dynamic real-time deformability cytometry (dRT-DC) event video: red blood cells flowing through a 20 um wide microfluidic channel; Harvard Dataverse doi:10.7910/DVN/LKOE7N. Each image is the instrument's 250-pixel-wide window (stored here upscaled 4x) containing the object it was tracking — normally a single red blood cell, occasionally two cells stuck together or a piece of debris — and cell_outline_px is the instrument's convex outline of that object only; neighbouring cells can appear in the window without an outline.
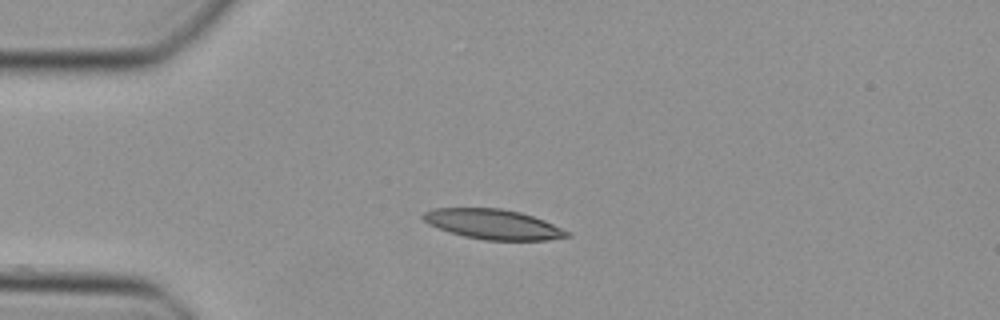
{"species": "Egyptian fruit bat (a non-hibernating species)", "species_latin": "Rousettus aegyptiacus", "temperature_condition": "cold", "stored_images_in_passage": 8, "camera_frame_rate_fps": 3000, "um_per_image_px": 0.085, "animal": {"sex": "female"}, "frame": {"image": 1, "passage_image": 1, "time_ms": 0.0, "image_size_px": [1000, 320], "cell_outline_px": [[572, 236], [548, 240], [484, 240], [464, 236], [448, 232], [428, 224], [420, 216], [424, 212], [432, 208], [500, 208], [520, 212], [544, 220], [572, 232]], "centroid_in_image_um": [41.92, 19.06], "position_along_channel_um": 43.1, "area_um2": 25.32}}
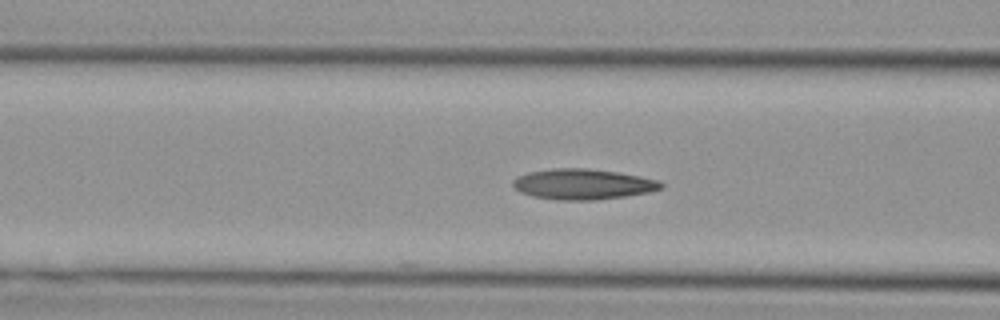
{"frame": {"image": 2, "passage_image": 8, "time_ms": 2.333, "image_size_px": [1000, 320], "cell_outline_px": [[664, 188], [652, 192], [596, 200], [556, 200], [532, 196], [520, 192], [512, 184], [512, 180], [516, 176], [528, 172], [552, 168], [588, 168], [616, 172], [640, 176], [660, 180], [664, 184]], "centroid_in_image_um": [49.56, 15.65], "position_along_channel_um": 117.0, "area_um2": 26.65}}